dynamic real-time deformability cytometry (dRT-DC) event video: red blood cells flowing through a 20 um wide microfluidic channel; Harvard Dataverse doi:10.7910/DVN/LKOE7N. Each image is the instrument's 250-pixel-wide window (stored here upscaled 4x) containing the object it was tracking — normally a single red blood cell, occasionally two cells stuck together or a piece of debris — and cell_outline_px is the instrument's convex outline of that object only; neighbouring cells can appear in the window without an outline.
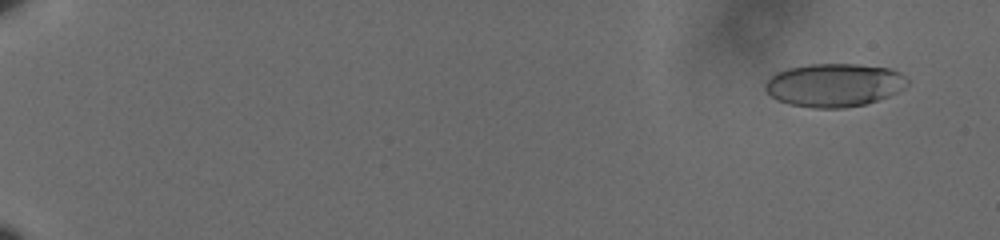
{"species": "human", "species_latin": "Homo sapiens", "temperature_condition": "cold", "stored_images_in_passage": 12, "camera_frame_rate_fps": 3000, "um_per_image_px": 0.085, "donor": {"sex": "male"}, "frame": {"image": 1, "passage_image": 2, "time_ms": 0.333, "image_size_px": [1000, 240], "cell_outline_px": [[908, 84], [904, 88], [888, 96], [868, 104], [844, 108], [812, 108], [788, 104], [776, 100], [764, 88], [764, 84], [776, 72], [788, 68], [808, 64], [860, 64], [888, 68], [900, 72], [908, 80]], "centroid_in_image_um": [70.9, 7.23], "position_along_channel_um": 14.1, "area_um2": 36.07}}
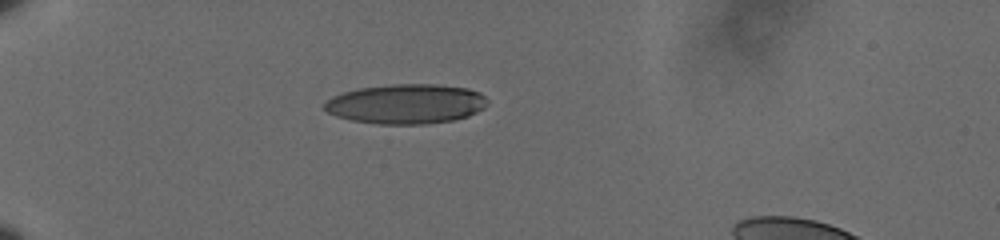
{"frame": {"image": 2, "passage_image": 8, "time_ms": 2.333, "image_size_px": [1000, 240], "cell_outline_px": [[488, 104], [484, 108], [468, 116], [452, 120], [424, 124], [380, 124], [352, 120], [336, 116], [328, 112], [324, 108], [324, 104], [332, 96], [356, 88], [392, 84], [436, 84], [468, 88], [480, 92], [488, 100]], "centroid_in_image_um": [34.54, 8.82], "position_along_channel_um": 50.5, "area_um2": 37.8}}
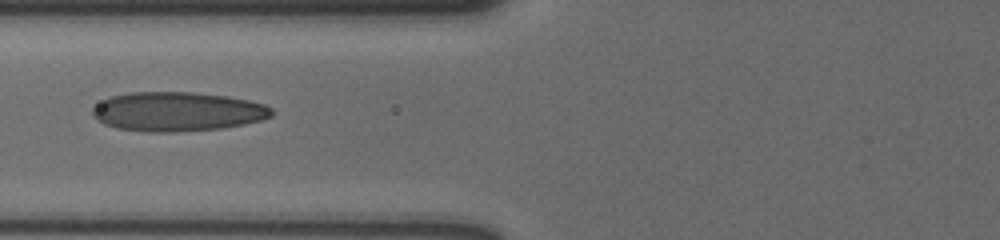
{"frame": {"image": 3, "passage_image": 11, "time_ms": 3.333, "image_size_px": [1000, 240], "cell_outline_px": [[272, 116], [260, 120], [244, 124], [220, 128], [176, 132], [148, 132], [116, 128], [104, 124], [92, 116], [92, 108], [104, 100], [112, 96], [128, 92], [196, 92], [228, 96], [248, 100], [264, 104], [272, 108]], "centroid_in_image_um": [15.07, 9.48], "position_along_channel_um": 110.7, "area_um2": 41.04}}